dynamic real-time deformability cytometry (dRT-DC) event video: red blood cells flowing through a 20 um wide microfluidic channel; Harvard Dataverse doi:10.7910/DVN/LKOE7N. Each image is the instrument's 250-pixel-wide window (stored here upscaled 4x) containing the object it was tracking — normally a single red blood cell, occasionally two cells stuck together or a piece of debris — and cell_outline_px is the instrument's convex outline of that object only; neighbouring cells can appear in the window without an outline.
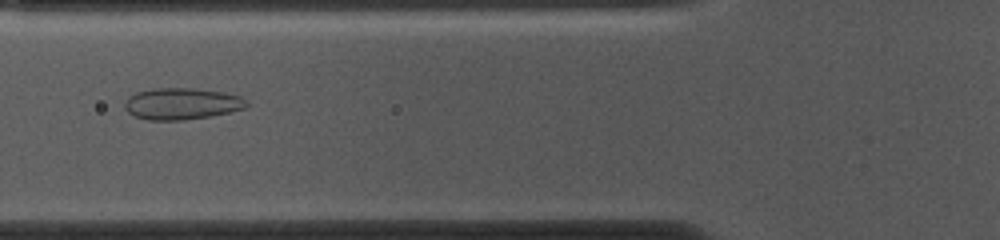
{"species": "common noctule bat (a hibernating species)", "species_latin": "Nyctalus noctula", "temperature_condition": "cold", "stored_images_in_passage": 52, "camera_frame_rate_fps": 3000, "um_per_image_px": 0.085, "animal": {"sex": "female", "body_mass_g": 10.0, "forearm_length_mm": 53.1}, "frame": {"image": 1, "passage_image": 18, "time_ms": 5.667, "image_size_px": [1000, 240], "cell_outline_px": [[248, 104], [244, 108], [228, 112], [208, 116], [184, 120], [148, 120], [136, 116], [128, 112], [124, 108], [124, 104], [128, 96], [136, 92], [152, 88], [192, 88], [224, 92], [240, 96], [248, 100]], "centroid_in_image_um": [15.43, 8.8], "position_along_channel_um": 110.4, "area_um2": 22.43}}
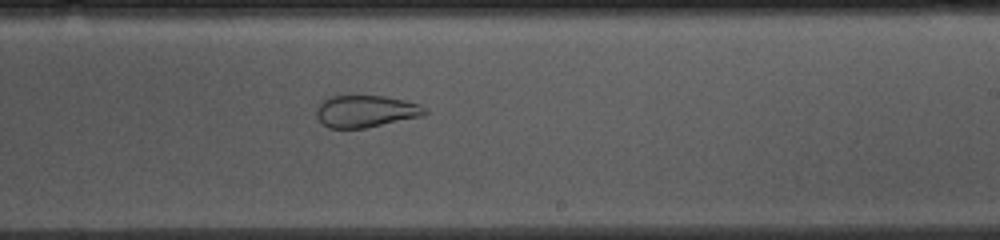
{"frame": {"image": 2, "passage_image": 30, "time_ms": 9.667, "image_size_px": [1000, 240], "cell_outline_px": [[428, 112], [424, 116], [364, 128], [328, 128], [316, 116], [316, 108], [328, 96], [384, 96], [404, 100], [420, 104], [428, 108]], "centroid_in_image_um": [31.13, 9.46], "position_along_channel_um": 257.9, "area_um2": 20.29}}
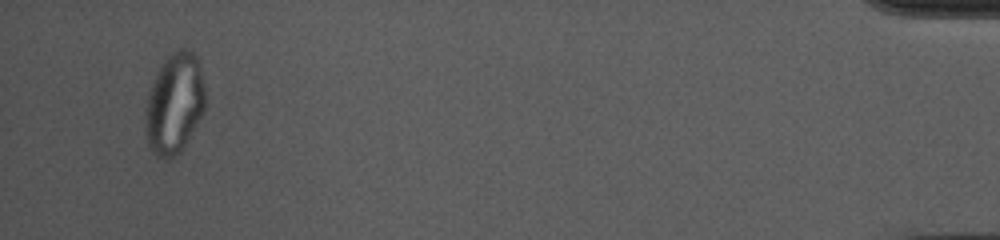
{"frame": {"image": 3, "passage_image": 50, "time_ms": 16.333, "image_size_px": [1000, 240], "cell_outline_px": [[204, 108], [184, 148], [180, 152], [168, 160], [156, 156], [148, 144], [144, 112], [148, 96], [156, 72], [160, 64], [172, 52], [180, 48], [184, 48], [192, 52], [196, 56], [204, 88]], "centroid_in_image_um": [14.8, 8.82], "position_along_channel_um": 420.4, "area_um2": 34.68}, "authors_computed_cell_mechanics": {"area_um2": 28.611, "velocity_mm_per_s": 3.6976, "shape_relaxation_time_tau1_ms": null, "shape_relaxation_time_tau2_ms": 1.0189, "deformation_change_tau1": null, "deformation_change_tau2": 0.0735}}